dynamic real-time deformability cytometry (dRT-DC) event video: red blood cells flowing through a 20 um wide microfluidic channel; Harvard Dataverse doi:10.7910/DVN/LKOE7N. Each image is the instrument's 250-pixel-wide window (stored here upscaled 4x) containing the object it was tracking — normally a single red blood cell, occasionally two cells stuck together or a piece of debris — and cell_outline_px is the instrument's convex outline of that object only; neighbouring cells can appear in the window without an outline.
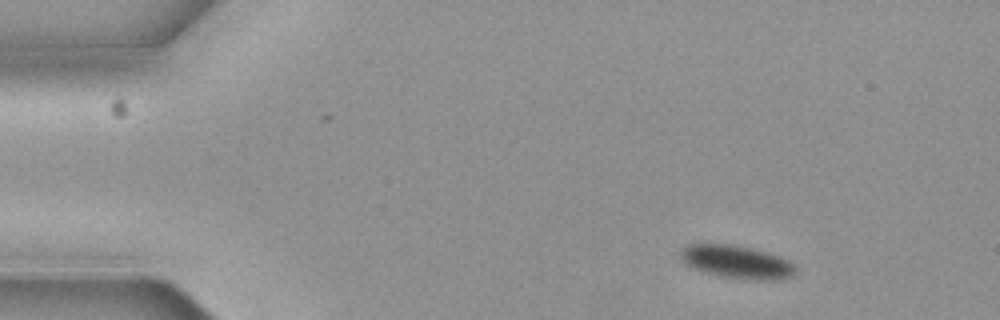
{"species": "common noctule bat (a hibernating species)", "species_latin": "Nyctalus noctula", "temperature_condition": "cold", "stored_images_in_passage": 5, "camera_frame_rate_fps": 3000, "um_per_image_px": 0.085, "animal": {"sex": "female", "body_mass_g": 19.3, "forearm_length_mm": 54.1}, "frame": {"image": 1, "passage_image": 1, "time_ms": 0.0, "image_size_px": [1000, 320], "cell_outline_px": [[796, 272], [792, 276], [780, 280], [756, 280], [724, 276], [704, 272], [692, 268], [680, 256], [680, 252], [688, 244], [732, 244], [752, 248], [768, 252], [780, 256], [788, 260], [796, 268]], "centroid_in_image_um": [62.67, 22.26], "position_along_channel_um": 22.3, "area_um2": 22.02}}
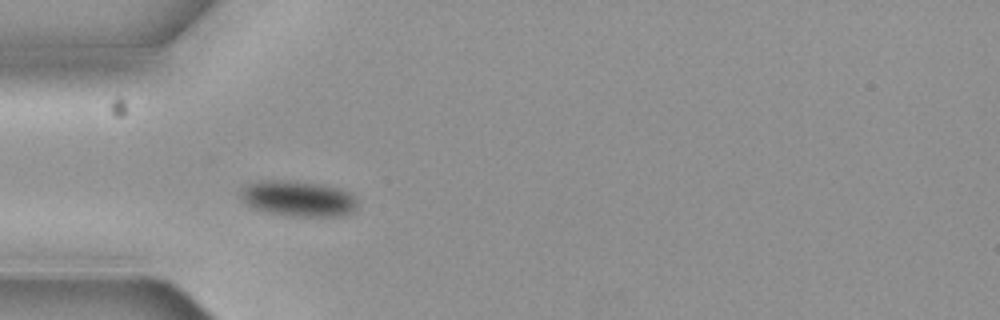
{"frame": {"image": 2, "passage_image": 4, "time_ms": 1.0, "image_size_px": [1000, 320], "cell_outline_px": [[356, 212], [344, 216], [288, 216], [268, 212], [252, 208], [240, 200], [240, 188], [244, 184], [264, 180], [284, 180], [320, 184], [336, 188], [348, 192], [356, 200]], "centroid_in_image_um": [25.29, 16.89], "position_along_channel_um": 59.7, "area_um2": 24.51}}
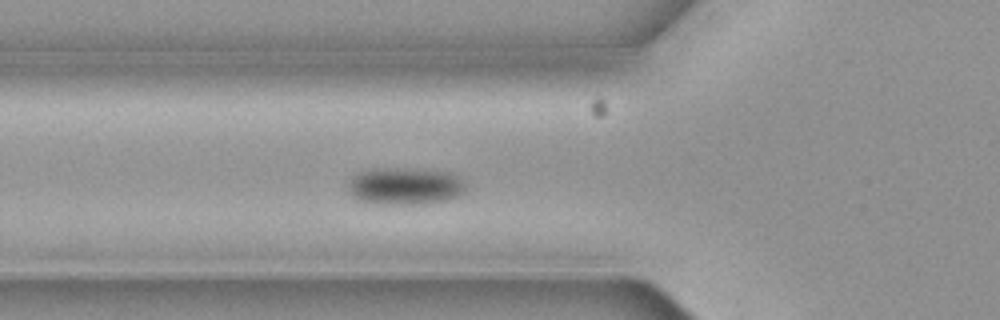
{"frame": {"image": 3, "passage_image": 5, "time_ms": 1.333, "image_size_px": [1000, 320], "cell_outline_px": [[468, 184], [464, 192], [448, 200], [420, 204], [380, 204], [360, 200], [352, 196], [348, 188], [348, 184], [352, 176], [360, 172], [372, 168], [424, 168], [452, 172], [464, 180]], "centroid_in_image_um": [34.48, 15.79], "position_along_channel_um": 91.3, "area_um2": 26.07}}